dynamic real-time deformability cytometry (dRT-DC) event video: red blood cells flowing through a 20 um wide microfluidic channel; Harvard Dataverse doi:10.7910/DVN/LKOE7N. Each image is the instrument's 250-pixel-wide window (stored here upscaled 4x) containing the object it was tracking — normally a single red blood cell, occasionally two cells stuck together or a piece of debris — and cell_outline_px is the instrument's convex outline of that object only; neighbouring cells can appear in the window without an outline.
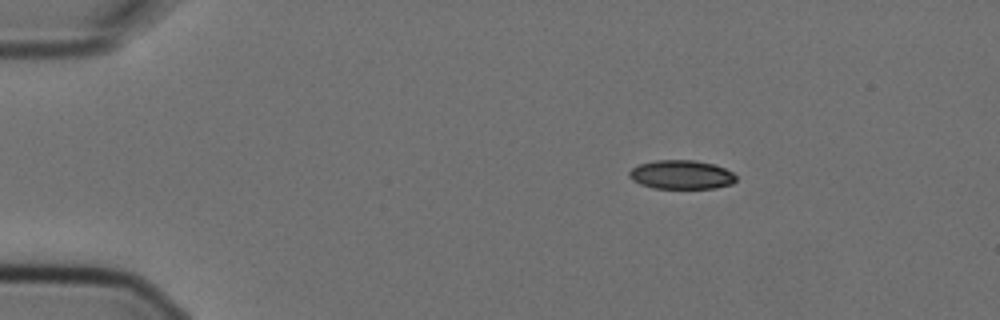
{"species": "Egyptian fruit bat (a non-hibernating species)", "species_latin": "Rousettus aegyptiacus", "temperature_condition": "cold", "stored_images_in_passage": 7, "segment_of_instrument_passage": [2, 2], "camera_frame_rate_fps": 3000, "um_per_image_px": 0.085, "animal": {"sex": "female"}, "frame": {"image": 1, "passage_image": 7, "time_ms": 2.0, "image_size_px": [1000, 320], "cell_outline_px": [[736, 180], [732, 184], [716, 188], [652, 188], [640, 184], [632, 180], [628, 176], [628, 172], [632, 168], [640, 164], [656, 160], [696, 160], [712, 164], [724, 168], [732, 172], [736, 176]], "centroid_in_image_um": [57.9, 14.85], "position_along_channel_um": 27.1, "area_um2": 18.03}}